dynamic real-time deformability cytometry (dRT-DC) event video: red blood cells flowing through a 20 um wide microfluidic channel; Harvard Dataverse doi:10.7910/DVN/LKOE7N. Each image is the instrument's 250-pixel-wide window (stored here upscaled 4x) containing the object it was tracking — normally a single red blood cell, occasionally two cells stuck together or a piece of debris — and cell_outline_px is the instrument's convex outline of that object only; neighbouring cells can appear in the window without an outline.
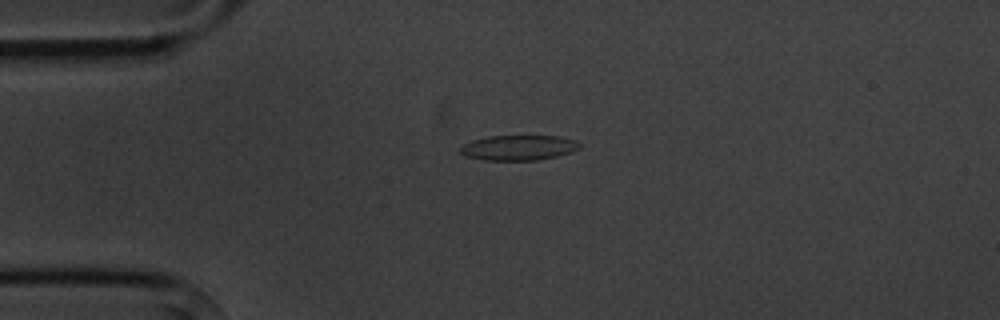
{"species": "common noctule bat (a hibernating species)", "species_latin": "Nyctalus noctula", "temperature_condition": "cold", "stored_images_in_passage": 3, "camera_frame_rate_fps": 3000, "um_per_image_px": 0.085, "animal": {"sex": "male", "body_mass_g": 20.1, "forearm_length_mm": 53.5}, "frame": {"image": 1, "passage_image": 2, "time_ms": 1.0, "image_size_px": [1000, 320], "cell_outline_px": [[580, 148], [572, 152], [556, 156], [536, 160], [484, 160], [464, 156], [460, 152], [460, 144], [472, 140], [488, 136], [560, 136], [576, 140], [580, 144]], "centroid_in_image_um": [44.05, 12.55], "position_along_channel_um": 41.0, "area_um2": 17.63}}